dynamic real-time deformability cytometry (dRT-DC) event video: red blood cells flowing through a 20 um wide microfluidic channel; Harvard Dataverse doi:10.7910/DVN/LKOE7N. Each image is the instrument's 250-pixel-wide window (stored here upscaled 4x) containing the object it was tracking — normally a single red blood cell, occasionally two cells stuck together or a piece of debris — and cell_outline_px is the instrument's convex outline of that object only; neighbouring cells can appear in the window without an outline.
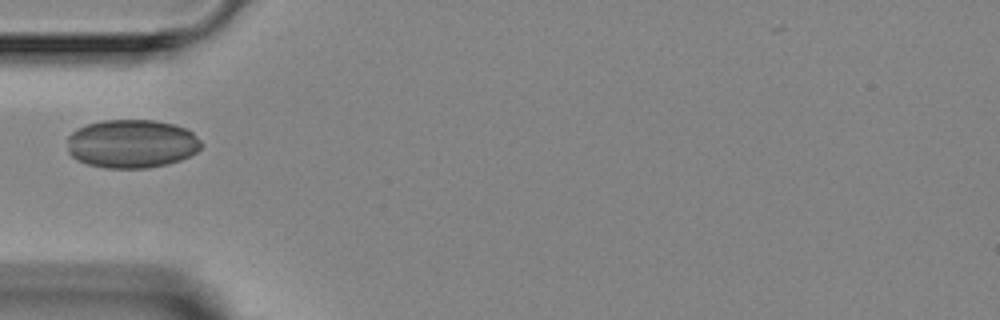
{"species": "Egyptian fruit bat (a non-hibernating species)", "species_latin": "Rousettus aegyptiacus", "temperature_condition": "room temperature", "stored_images_in_passage": 1, "camera_frame_rate_fps": 3000, "um_per_image_px": 0.085, "animal": {"sex": "female"}, "frame": {"image": 1, "passage_image": 1, "time_ms": 0.0, "image_size_px": [1000, 320], "cell_outline_px": [[204, 144], [196, 152], [180, 160], [168, 164], [148, 168], [104, 168], [88, 164], [76, 160], [68, 152], [68, 136], [76, 128], [88, 124], [104, 120], [156, 120], [172, 124], [184, 128], [192, 132]], "centroid_in_image_um": [11.19, 12.22], "position_along_channel_um": 73.8, "area_um2": 38.03}}